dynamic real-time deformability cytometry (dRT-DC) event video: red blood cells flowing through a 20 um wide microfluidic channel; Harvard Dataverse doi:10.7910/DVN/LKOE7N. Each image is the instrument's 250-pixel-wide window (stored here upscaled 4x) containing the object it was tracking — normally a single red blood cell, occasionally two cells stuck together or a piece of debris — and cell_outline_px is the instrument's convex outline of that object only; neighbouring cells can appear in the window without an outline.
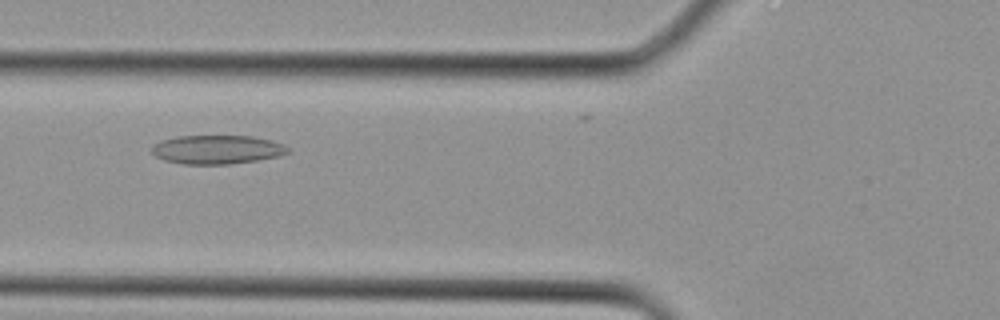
{"species": "Egyptian fruit bat (a non-hibernating species)", "species_latin": "Rousettus aegyptiacus", "temperature_condition": "cold", "stored_images_in_passage": 3, "camera_frame_rate_fps": 3000, "um_per_image_px": 0.085, "animal": {"sex": "female"}, "frame": {"image": 1, "passage_image": 3, "time_ms": 0.667, "image_size_px": [1000, 320], "cell_outline_px": [[288, 152], [280, 156], [256, 160], [228, 164], [184, 164], [164, 160], [156, 156], [152, 152], [152, 144], [160, 140], [176, 136], [252, 136], [272, 140], [284, 144], [288, 148]], "centroid_in_image_um": [18.43, 12.7], "position_along_channel_um": 107.4, "area_um2": 22.89}}